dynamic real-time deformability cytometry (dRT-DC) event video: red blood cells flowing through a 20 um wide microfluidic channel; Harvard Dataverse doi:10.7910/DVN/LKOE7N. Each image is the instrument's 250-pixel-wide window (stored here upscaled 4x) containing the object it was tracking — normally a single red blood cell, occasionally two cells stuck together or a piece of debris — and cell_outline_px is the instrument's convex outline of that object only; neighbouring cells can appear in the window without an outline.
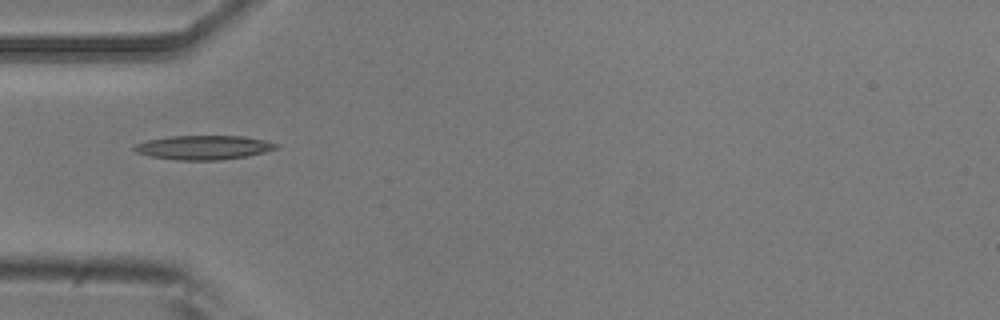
{"species": "common noctule bat (a hibernating species)", "species_latin": "Nyctalus noctula", "temperature_condition": "room temperature", "stored_images_in_passage": 7, "camera_frame_rate_fps": 3000, "um_per_image_px": 0.085, "animal": {"sex": "male", "body_mass_g": 20.5, "forearm_length_mm": 52.5}, "frame": {"image": 1, "passage_image": 4, "time_ms": 1.0, "image_size_px": [1000, 320], "cell_outline_px": [[280, 148], [248, 156], [220, 160], [176, 160], [152, 156], [136, 152], [132, 148], [136, 144], [148, 140], [168, 136], [244, 136], [264, 140], [280, 144]], "centroid_in_image_um": [17.35, 12.53], "position_along_channel_um": 67.6, "area_um2": 20.0}}
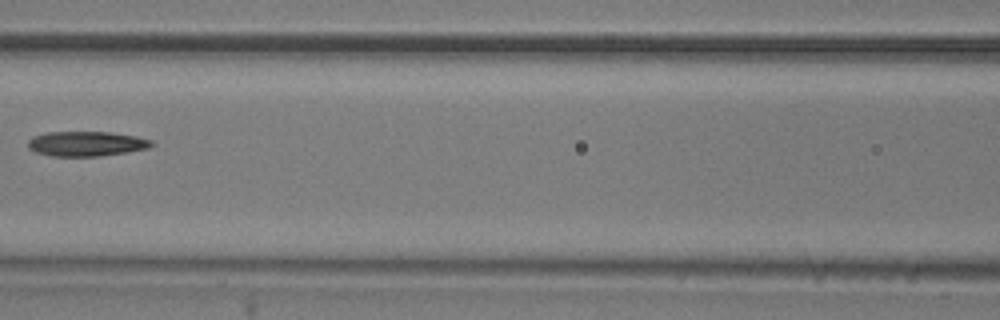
{"frame": {"image": 2, "passage_image": 6, "time_ms": 1.667, "image_size_px": [1000, 320], "cell_outline_px": [[156, 144], [148, 148], [128, 152], [100, 156], [52, 156], [36, 152], [28, 148], [28, 140], [32, 136], [48, 132], [108, 132], [136, 136], [152, 140]], "centroid_in_image_um": [7.35, 12.22], "position_along_channel_um": 159.2, "area_um2": 17.98}}
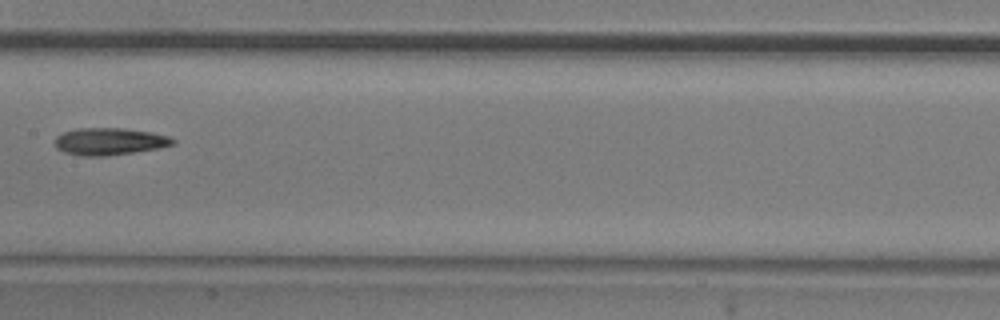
{"frame": {"image": 3, "passage_image": 7, "time_ms": 2.0, "image_size_px": [1000, 320], "cell_outline_px": [[176, 144], [160, 148], [104, 156], [84, 156], [64, 152], [56, 148], [52, 140], [56, 136], [64, 132], [76, 128], [124, 128], [152, 132], [168, 136], [176, 140]], "centroid_in_image_um": [9.29, 12.01], "position_along_channel_um": 198.1, "area_um2": 18.84}}